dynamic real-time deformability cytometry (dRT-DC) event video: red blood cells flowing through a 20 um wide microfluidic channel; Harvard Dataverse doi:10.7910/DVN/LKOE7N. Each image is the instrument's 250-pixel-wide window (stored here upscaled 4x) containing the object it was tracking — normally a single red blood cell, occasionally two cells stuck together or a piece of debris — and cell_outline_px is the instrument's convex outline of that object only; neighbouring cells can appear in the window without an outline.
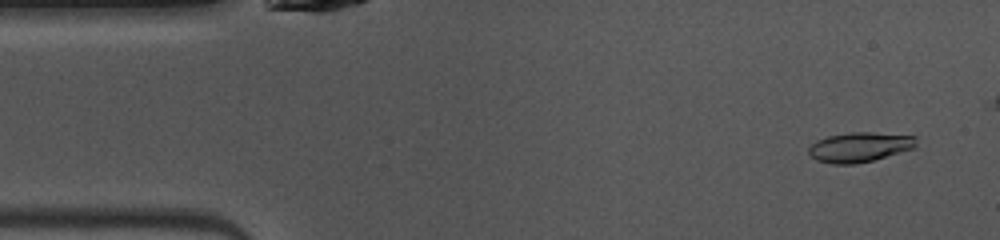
{"species": "common noctule bat (a hibernating species)", "species_latin": "Nyctalus noctula", "temperature_condition": "warm", "stored_images_in_passage": 12, "camera_frame_rate_fps": 3000, "um_per_image_px": 0.085, "animal": {"sex": "female", "body_mass_g": 10.0, "forearm_length_mm": 53.1}, "frame": {"image": 1, "passage_image": 3, "time_ms": 0.667, "image_size_px": [1000, 240], "cell_outline_px": [[916, 144], [912, 148], [872, 160], [856, 164], [832, 164], [816, 160], [808, 152], [808, 148], [816, 140], [828, 136], [852, 132], [872, 132], [916, 136]], "centroid_in_image_um": [73.02, 12.5], "position_along_channel_um": 12.0, "area_um2": 18.44}}